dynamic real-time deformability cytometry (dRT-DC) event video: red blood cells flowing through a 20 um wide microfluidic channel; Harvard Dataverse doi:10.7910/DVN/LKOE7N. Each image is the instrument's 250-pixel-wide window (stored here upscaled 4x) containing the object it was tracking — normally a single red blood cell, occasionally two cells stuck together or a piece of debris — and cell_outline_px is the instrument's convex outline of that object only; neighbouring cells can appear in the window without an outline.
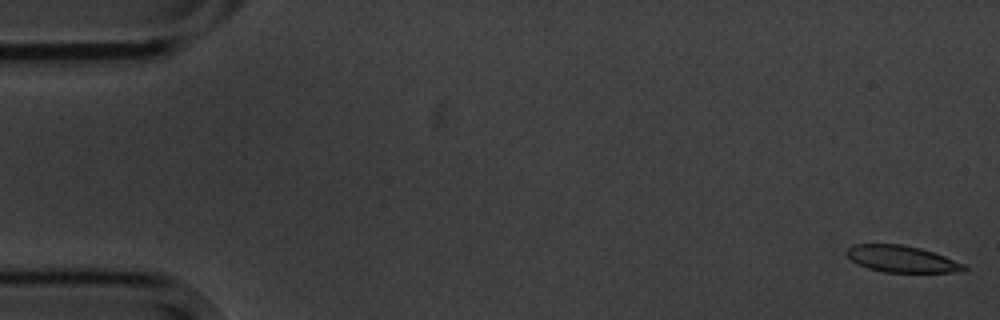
{"species": "common noctule bat (a hibernating species)", "species_latin": "Nyctalus noctula", "temperature_condition": "cold", "stored_images_in_passage": 5, "camera_frame_rate_fps": 3000, "um_per_image_px": 0.085, "animal": {"sex": "male", "body_mass_g": 20.1, "forearm_length_mm": 53.5}, "frame": {"image": 1, "passage_image": 1, "time_ms": 0.0, "image_size_px": [1000, 320], "cell_outline_px": [[968, 268], [964, 272], [884, 272], [868, 268], [856, 264], [844, 252], [852, 244], [900, 244], [920, 248], [944, 256], [964, 264]], "centroid_in_image_um": [76.63, 22.01], "position_along_channel_um": 8.4, "area_um2": 18.21}}
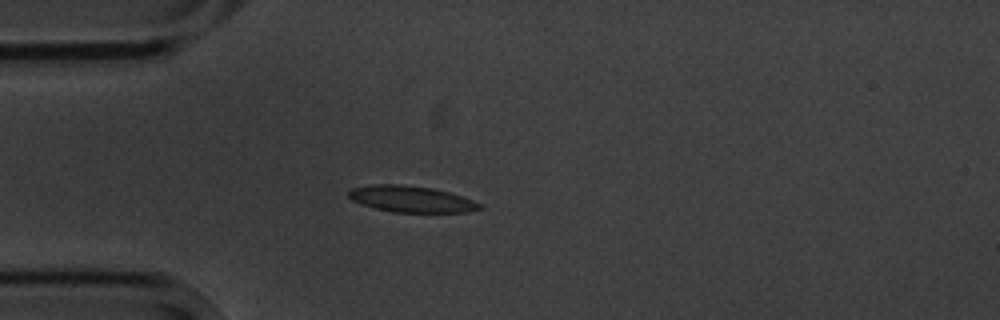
{"frame": {"image": 2, "passage_image": 5, "time_ms": 4.667, "image_size_px": [1000, 320], "cell_outline_px": [[484, 208], [468, 212], [392, 212], [376, 208], [352, 200], [348, 196], [348, 192], [352, 188], [372, 184], [400, 184], [432, 188], [448, 192], [472, 200], [480, 204]], "centroid_in_image_um": [34.95, 16.92], "position_along_channel_um": 50.0, "area_um2": 19.88}}